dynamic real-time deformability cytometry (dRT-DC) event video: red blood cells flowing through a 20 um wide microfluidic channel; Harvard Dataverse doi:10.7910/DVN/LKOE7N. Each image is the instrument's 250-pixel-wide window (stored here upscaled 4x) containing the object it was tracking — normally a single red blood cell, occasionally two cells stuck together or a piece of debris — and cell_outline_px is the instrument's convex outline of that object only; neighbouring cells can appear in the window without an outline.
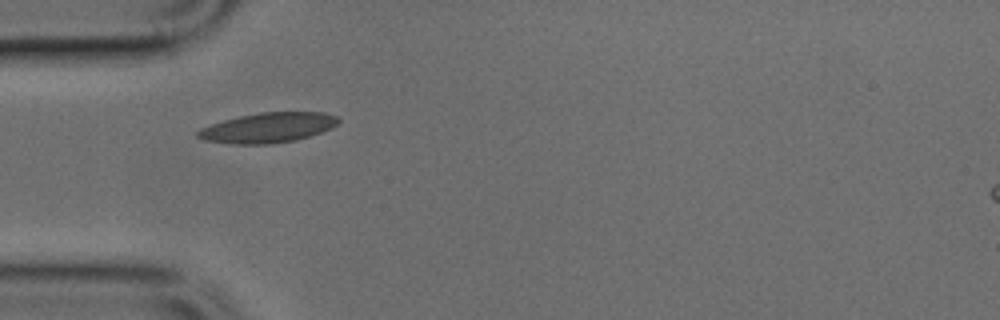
{"species": "common noctule bat (a hibernating species)", "species_latin": "Nyctalus noctula", "temperature_condition": "cold", "stored_images_in_passage": 4, "camera_frame_rate_fps": 3000, "um_per_image_px": 0.085, "animal": {"sex": "male", "body_mass_g": 17.9, "forearm_length_mm": 54.2}, "frame": {"image": 1, "passage_image": 1, "time_ms": 0.0, "image_size_px": [1000, 320], "cell_outline_px": [[340, 120], [332, 128], [296, 140], [268, 144], [232, 144], [204, 140], [196, 136], [196, 132], [200, 128], [224, 120], [240, 116], [260, 112], [324, 112], [336, 116]], "centroid_in_image_um": [22.76, 10.85], "position_along_channel_um": 62.2, "area_um2": 24.45}}
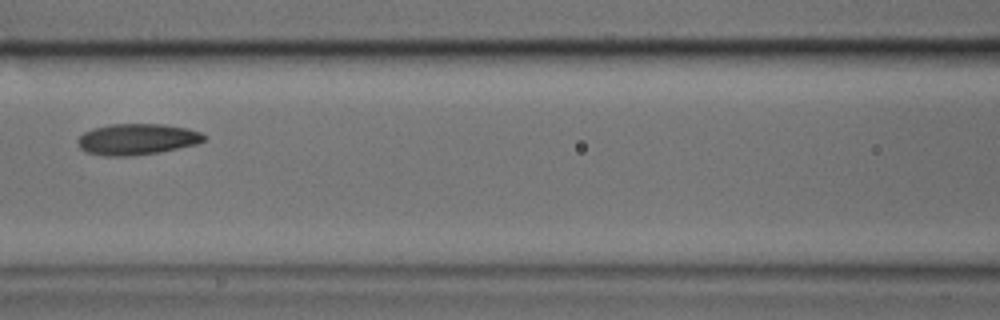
{"frame": {"image": 2, "passage_image": 3, "time_ms": 0.667, "image_size_px": [1000, 320], "cell_outline_px": [[204, 140], [196, 144], [160, 152], [132, 156], [104, 156], [84, 152], [80, 148], [76, 140], [84, 132], [92, 128], [112, 124], [164, 124], [188, 128], [200, 132], [204, 136]], "centroid_in_image_um": [11.6, 11.84], "position_along_channel_um": 155.0, "area_um2": 23.0}}